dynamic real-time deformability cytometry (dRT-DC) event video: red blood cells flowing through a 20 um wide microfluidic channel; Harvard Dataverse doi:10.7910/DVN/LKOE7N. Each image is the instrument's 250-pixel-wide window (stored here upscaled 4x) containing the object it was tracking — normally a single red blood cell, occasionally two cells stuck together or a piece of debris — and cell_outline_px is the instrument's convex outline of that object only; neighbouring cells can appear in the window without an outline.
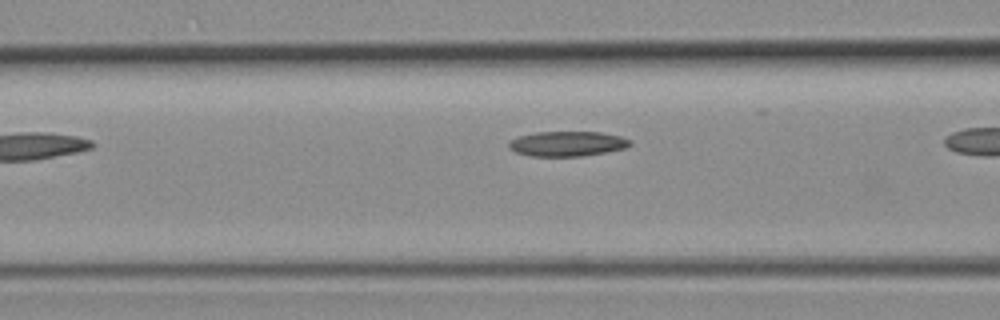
{"species": "common noctule bat (a hibernating species)", "species_latin": "Nyctalus noctula", "temperature_condition": "room temperature", "stored_images_in_passage": 7, "camera_frame_rate_fps": 3000, "um_per_image_px": 0.085, "animal": {"sex": "female", "body_mass_g": 19.3, "forearm_length_mm": 54.1}, "frame": {"image": 1, "passage_image": 7, "time_ms": 7.667, "image_size_px": [1000, 320], "cell_outline_px": [[632, 144], [624, 148], [584, 156], [532, 156], [516, 152], [508, 148], [508, 144], [512, 140], [520, 136], [536, 132], [600, 132], [620, 136], [632, 140]], "centroid_in_image_um": [48.23, 12.22], "position_along_channel_um": 118.4, "area_um2": 17.51}}